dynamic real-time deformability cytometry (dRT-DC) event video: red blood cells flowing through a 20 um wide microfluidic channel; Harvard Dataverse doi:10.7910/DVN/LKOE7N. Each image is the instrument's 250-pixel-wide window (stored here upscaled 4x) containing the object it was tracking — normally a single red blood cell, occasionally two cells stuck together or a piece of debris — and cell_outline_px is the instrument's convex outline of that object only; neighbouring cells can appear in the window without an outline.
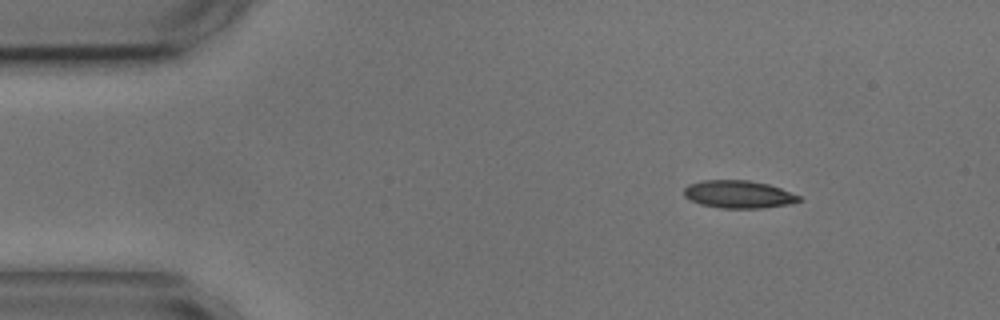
{"species": "common noctule bat (a hibernating species)", "species_latin": "Nyctalus noctula", "temperature_condition": "cold", "stored_images_in_passage": 6, "camera_frame_rate_fps": 3000, "um_per_image_px": 0.085, "animal": {"sex": "male", "body_mass_g": 17.9, "forearm_length_mm": 54.2}, "frame": {"image": 1, "passage_image": 1, "time_ms": 0.0, "image_size_px": [1000, 320], "cell_outline_px": [[804, 200], [788, 204], [760, 208], [720, 208], [700, 204], [684, 196], [684, 188], [688, 184], [704, 180], [748, 180], [768, 184], [780, 188], [800, 196]], "centroid_in_image_um": [62.77, 16.51], "position_along_channel_um": 22.2, "area_um2": 18.5}}
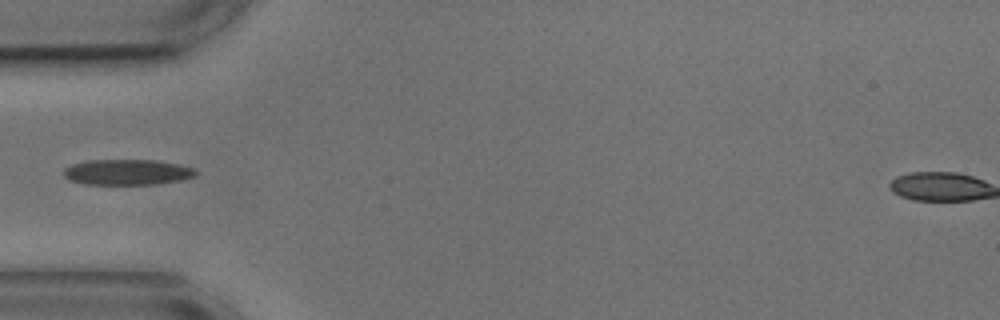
{"frame": {"image": 2, "passage_image": 3, "time_ms": 3.333, "image_size_px": [1000, 320], "cell_outline_px": [[196, 176], [180, 180], [152, 184], [84, 184], [68, 180], [64, 176], [64, 168], [72, 164], [88, 160], [156, 160], [176, 164], [192, 168], [196, 172]], "centroid_in_image_um": [10.76, 14.63], "position_along_channel_um": 74.2, "area_um2": 19.54}}